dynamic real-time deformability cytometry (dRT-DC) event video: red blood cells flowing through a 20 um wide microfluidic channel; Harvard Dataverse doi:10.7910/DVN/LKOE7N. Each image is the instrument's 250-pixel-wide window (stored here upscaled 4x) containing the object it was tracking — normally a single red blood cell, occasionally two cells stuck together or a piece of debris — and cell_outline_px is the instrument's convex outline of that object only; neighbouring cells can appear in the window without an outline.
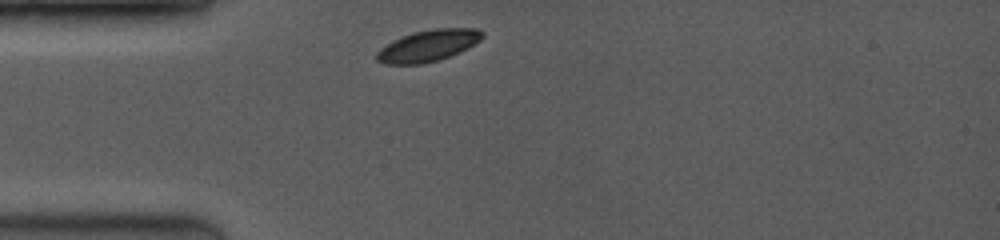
{"species": "common noctule bat (a hibernating species)", "species_latin": "Nyctalus noctula", "temperature_condition": "room temperature", "stored_images_in_passage": 12, "camera_frame_rate_fps": 3500, "um_per_image_px": 0.085, "animal": {"sex": "female", "body_mass_g": 19.0, "forearm_length_mm": 53.3}, "frame": {"image": 1, "passage_image": 1, "time_ms": 0.0, "image_size_px": [1000, 240], "cell_outline_px": [[484, 36], [480, 40], [448, 56], [424, 64], [384, 64], [376, 60], [376, 52], [380, 48], [392, 40], [412, 32], [432, 28], [476, 28], [484, 32]], "centroid_in_image_um": [36.33, 3.86], "position_along_channel_um": 48.7, "area_um2": 19.25}}
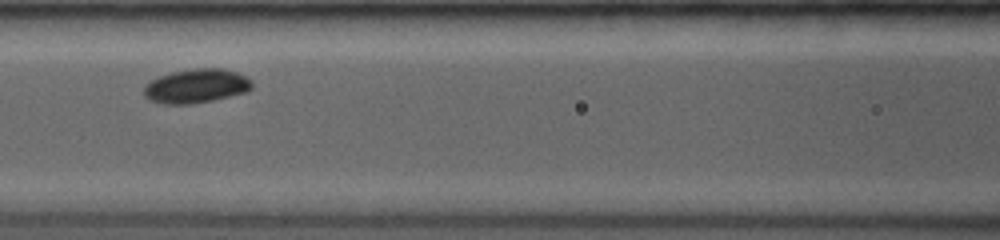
{"frame": {"image": 2, "passage_image": 6, "time_ms": 2.857, "image_size_px": [1000, 240], "cell_outline_px": [[252, 88], [248, 92], [212, 100], [188, 104], [164, 104], [148, 100], [144, 96], [144, 84], [160, 76], [172, 72], [192, 68], [224, 68], [236, 72], [252, 80]], "centroid_in_image_um": [16.68, 7.31], "position_along_channel_um": 149.9, "area_um2": 21.56}}
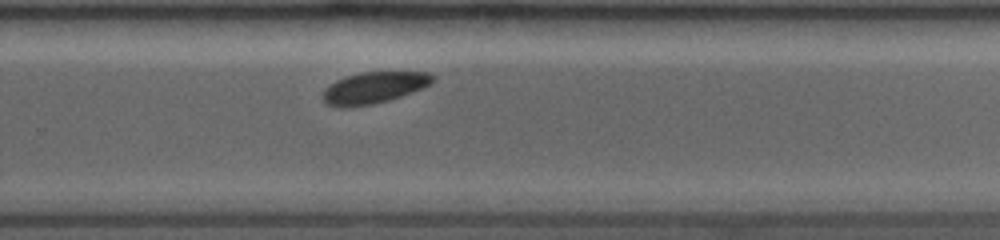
{"frame": {"image": 3, "passage_image": 12, "time_ms": 6.571, "image_size_px": [1000, 240], "cell_outline_px": [[436, 80], [432, 84], [424, 88], [388, 100], [372, 104], [352, 108], [336, 108], [324, 104], [320, 96], [324, 88], [336, 80], [360, 72], [428, 72], [436, 76]], "centroid_in_image_um": [31.75, 7.47], "position_along_channel_um": 298.1, "area_um2": 20.69}}